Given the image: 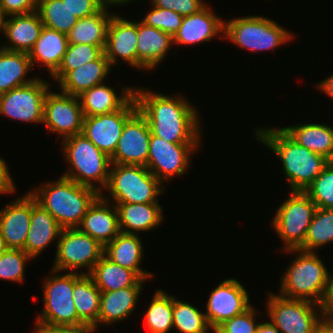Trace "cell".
I'll list each match as a JSON object with an SVG mask.
<instances>
[{
    "instance_id": "8992f818",
    "label": "cell",
    "mask_w": 333,
    "mask_h": 333,
    "mask_svg": "<svg viewBox=\"0 0 333 333\" xmlns=\"http://www.w3.org/2000/svg\"><path fill=\"white\" fill-rule=\"evenodd\" d=\"M111 168L105 189L115 203H158L164 186L145 166L111 164Z\"/></svg>"
},
{
    "instance_id": "7c38bea8",
    "label": "cell",
    "mask_w": 333,
    "mask_h": 333,
    "mask_svg": "<svg viewBox=\"0 0 333 333\" xmlns=\"http://www.w3.org/2000/svg\"><path fill=\"white\" fill-rule=\"evenodd\" d=\"M49 84L40 78L0 94V114L13 120L43 123L44 101Z\"/></svg>"
},
{
    "instance_id": "5b68a950",
    "label": "cell",
    "mask_w": 333,
    "mask_h": 333,
    "mask_svg": "<svg viewBox=\"0 0 333 333\" xmlns=\"http://www.w3.org/2000/svg\"><path fill=\"white\" fill-rule=\"evenodd\" d=\"M62 141L65 160L71 165L62 176L96 189L101 194V188H105L108 183L110 157L82 133L69 136ZM94 182L101 184L100 187L94 185Z\"/></svg>"
},
{
    "instance_id": "4316f807",
    "label": "cell",
    "mask_w": 333,
    "mask_h": 333,
    "mask_svg": "<svg viewBox=\"0 0 333 333\" xmlns=\"http://www.w3.org/2000/svg\"><path fill=\"white\" fill-rule=\"evenodd\" d=\"M121 94L117 96L115 90L104 83L82 92L78 98L83 115L108 114L121 109L134 96V89L124 88Z\"/></svg>"
},
{
    "instance_id": "8d00e7d4",
    "label": "cell",
    "mask_w": 333,
    "mask_h": 333,
    "mask_svg": "<svg viewBox=\"0 0 333 333\" xmlns=\"http://www.w3.org/2000/svg\"><path fill=\"white\" fill-rule=\"evenodd\" d=\"M37 12L45 27L64 34H67L79 19L62 0H38Z\"/></svg>"
},
{
    "instance_id": "ac0fdd59",
    "label": "cell",
    "mask_w": 333,
    "mask_h": 333,
    "mask_svg": "<svg viewBox=\"0 0 333 333\" xmlns=\"http://www.w3.org/2000/svg\"><path fill=\"white\" fill-rule=\"evenodd\" d=\"M137 42V23L113 15L108 26L104 48V54L111 67L120 57L130 66L137 68Z\"/></svg>"
},
{
    "instance_id": "e575fe53",
    "label": "cell",
    "mask_w": 333,
    "mask_h": 333,
    "mask_svg": "<svg viewBox=\"0 0 333 333\" xmlns=\"http://www.w3.org/2000/svg\"><path fill=\"white\" fill-rule=\"evenodd\" d=\"M31 67L28 53L0 47V94L33 82L36 77L25 79Z\"/></svg>"
},
{
    "instance_id": "ee69618b",
    "label": "cell",
    "mask_w": 333,
    "mask_h": 333,
    "mask_svg": "<svg viewBox=\"0 0 333 333\" xmlns=\"http://www.w3.org/2000/svg\"><path fill=\"white\" fill-rule=\"evenodd\" d=\"M255 313L254 307L251 306L242 314L224 321L214 330V333H255L259 326L254 319Z\"/></svg>"
},
{
    "instance_id": "e0dca14e",
    "label": "cell",
    "mask_w": 333,
    "mask_h": 333,
    "mask_svg": "<svg viewBox=\"0 0 333 333\" xmlns=\"http://www.w3.org/2000/svg\"><path fill=\"white\" fill-rule=\"evenodd\" d=\"M206 305V318L213 331L224 321L251 307L246 289L233 278L224 280L214 288Z\"/></svg>"
},
{
    "instance_id": "8fae6325",
    "label": "cell",
    "mask_w": 333,
    "mask_h": 333,
    "mask_svg": "<svg viewBox=\"0 0 333 333\" xmlns=\"http://www.w3.org/2000/svg\"><path fill=\"white\" fill-rule=\"evenodd\" d=\"M56 257L53 270L60 272L77 270L86 266L90 274L94 265L104 255L105 247L78 228H64L57 239Z\"/></svg>"
},
{
    "instance_id": "7dc6e473",
    "label": "cell",
    "mask_w": 333,
    "mask_h": 333,
    "mask_svg": "<svg viewBox=\"0 0 333 333\" xmlns=\"http://www.w3.org/2000/svg\"><path fill=\"white\" fill-rule=\"evenodd\" d=\"M79 19L96 13L101 7L100 0H62Z\"/></svg>"
},
{
    "instance_id": "ab89813d",
    "label": "cell",
    "mask_w": 333,
    "mask_h": 333,
    "mask_svg": "<svg viewBox=\"0 0 333 333\" xmlns=\"http://www.w3.org/2000/svg\"><path fill=\"white\" fill-rule=\"evenodd\" d=\"M104 51L96 45L68 44L61 65L52 75L54 81L59 82L70 70L76 69L97 59Z\"/></svg>"
},
{
    "instance_id": "b9f144b4",
    "label": "cell",
    "mask_w": 333,
    "mask_h": 333,
    "mask_svg": "<svg viewBox=\"0 0 333 333\" xmlns=\"http://www.w3.org/2000/svg\"><path fill=\"white\" fill-rule=\"evenodd\" d=\"M30 259L24 250L8 248L0 255V279L23 282L25 263Z\"/></svg>"
},
{
    "instance_id": "6da1fadb",
    "label": "cell",
    "mask_w": 333,
    "mask_h": 333,
    "mask_svg": "<svg viewBox=\"0 0 333 333\" xmlns=\"http://www.w3.org/2000/svg\"><path fill=\"white\" fill-rule=\"evenodd\" d=\"M174 96L134 89L138 110L146 117L152 135L171 143H201L197 110L183 96Z\"/></svg>"
},
{
    "instance_id": "ba28073f",
    "label": "cell",
    "mask_w": 333,
    "mask_h": 333,
    "mask_svg": "<svg viewBox=\"0 0 333 333\" xmlns=\"http://www.w3.org/2000/svg\"><path fill=\"white\" fill-rule=\"evenodd\" d=\"M46 278L43 284L44 307L36 324L88 328L78 317L73 301L74 273L66 272Z\"/></svg>"
},
{
    "instance_id": "c3c4849f",
    "label": "cell",
    "mask_w": 333,
    "mask_h": 333,
    "mask_svg": "<svg viewBox=\"0 0 333 333\" xmlns=\"http://www.w3.org/2000/svg\"><path fill=\"white\" fill-rule=\"evenodd\" d=\"M37 328V329H36ZM35 333H93L91 328H75L36 324Z\"/></svg>"
},
{
    "instance_id": "484cf974",
    "label": "cell",
    "mask_w": 333,
    "mask_h": 333,
    "mask_svg": "<svg viewBox=\"0 0 333 333\" xmlns=\"http://www.w3.org/2000/svg\"><path fill=\"white\" fill-rule=\"evenodd\" d=\"M111 65L104 52L95 60L70 70L60 81L61 92L79 96L82 92L102 84Z\"/></svg>"
},
{
    "instance_id": "2e32d148",
    "label": "cell",
    "mask_w": 333,
    "mask_h": 333,
    "mask_svg": "<svg viewBox=\"0 0 333 333\" xmlns=\"http://www.w3.org/2000/svg\"><path fill=\"white\" fill-rule=\"evenodd\" d=\"M151 130L146 117L137 110L126 122L111 164L147 165Z\"/></svg>"
},
{
    "instance_id": "277c9868",
    "label": "cell",
    "mask_w": 333,
    "mask_h": 333,
    "mask_svg": "<svg viewBox=\"0 0 333 333\" xmlns=\"http://www.w3.org/2000/svg\"><path fill=\"white\" fill-rule=\"evenodd\" d=\"M298 252L295 260L287 266L281 279L279 295L289 299H303L321 306L324 300L328 274L319 255L316 252L302 250H288Z\"/></svg>"
},
{
    "instance_id": "db71d44e",
    "label": "cell",
    "mask_w": 333,
    "mask_h": 333,
    "mask_svg": "<svg viewBox=\"0 0 333 333\" xmlns=\"http://www.w3.org/2000/svg\"><path fill=\"white\" fill-rule=\"evenodd\" d=\"M255 333H280V331L271 322H263L259 323Z\"/></svg>"
},
{
    "instance_id": "d6a6232c",
    "label": "cell",
    "mask_w": 333,
    "mask_h": 333,
    "mask_svg": "<svg viewBox=\"0 0 333 333\" xmlns=\"http://www.w3.org/2000/svg\"><path fill=\"white\" fill-rule=\"evenodd\" d=\"M295 142L324 156L333 159V128L327 124L307 123L282 128Z\"/></svg>"
},
{
    "instance_id": "60d3db41",
    "label": "cell",
    "mask_w": 333,
    "mask_h": 333,
    "mask_svg": "<svg viewBox=\"0 0 333 333\" xmlns=\"http://www.w3.org/2000/svg\"><path fill=\"white\" fill-rule=\"evenodd\" d=\"M317 208L333 209V163L329 164L304 191Z\"/></svg>"
},
{
    "instance_id": "f5cc1de1",
    "label": "cell",
    "mask_w": 333,
    "mask_h": 333,
    "mask_svg": "<svg viewBox=\"0 0 333 333\" xmlns=\"http://www.w3.org/2000/svg\"><path fill=\"white\" fill-rule=\"evenodd\" d=\"M318 89L325 92L329 97L333 98V74H331L328 78L316 84Z\"/></svg>"
},
{
    "instance_id": "52a82bcc",
    "label": "cell",
    "mask_w": 333,
    "mask_h": 333,
    "mask_svg": "<svg viewBox=\"0 0 333 333\" xmlns=\"http://www.w3.org/2000/svg\"><path fill=\"white\" fill-rule=\"evenodd\" d=\"M222 36L251 52L274 50L293 38L288 30L262 16L238 17L224 21Z\"/></svg>"
},
{
    "instance_id": "74e56055",
    "label": "cell",
    "mask_w": 333,
    "mask_h": 333,
    "mask_svg": "<svg viewBox=\"0 0 333 333\" xmlns=\"http://www.w3.org/2000/svg\"><path fill=\"white\" fill-rule=\"evenodd\" d=\"M333 242V209L317 208L308 227L304 245L299 249L315 252L314 249Z\"/></svg>"
},
{
    "instance_id": "f1b7e54d",
    "label": "cell",
    "mask_w": 333,
    "mask_h": 333,
    "mask_svg": "<svg viewBox=\"0 0 333 333\" xmlns=\"http://www.w3.org/2000/svg\"><path fill=\"white\" fill-rule=\"evenodd\" d=\"M73 301L79 319L95 331L98 327L101 291L89 274L74 273Z\"/></svg>"
},
{
    "instance_id": "bcb514c9",
    "label": "cell",
    "mask_w": 333,
    "mask_h": 333,
    "mask_svg": "<svg viewBox=\"0 0 333 333\" xmlns=\"http://www.w3.org/2000/svg\"><path fill=\"white\" fill-rule=\"evenodd\" d=\"M0 7L5 16L35 12L38 8V0H1Z\"/></svg>"
},
{
    "instance_id": "3957f363",
    "label": "cell",
    "mask_w": 333,
    "mask_h": 333,
    "mask_svg": "<svg viewBox=\"0 0 333 333\" xmlns=\"http://www.w3.org/2000/svg\"><path fill=\"white\" fill-rule=\"evenodd\" d=\"M29 191L37 203L64 228H77L90 205L100 195L96 189L61 176L56 182Z\"/></svg>"
},
{
    "instance_id": "9f6ffc18",
    "label": "cell",
    "mask_w": 333,
    "mask_h": 333,
    "mask_svg": "<svg viewBox=\"0 0 333 333\" xmlns=\"http://www.w3.org/2000/svg\"><path fill=\"white\" fill-rule=\"evenodd\" d=\"M5 14L3 12V10L0 7V31L2 30L4 33V28H5Z\"/></svg>"
},
{
    "instance_id": "6f0895ef",
    "label": "cell",
    "mask_w": 333,
    "mask_h": 333,
    "mask_svg": "<svg viewBox=\"0 0 333 333\" xmlns=\"http://www.w3.org/2000/svg\"><path fill=\"white\" fill-rule=\"evenodd\" d=\"M8 249L5 239L2 237L1 231H0V255L5 252Z\"/></svg>"
},
{
    "instance_id": "603a6c76",
    "label": "cell",
    "mask_w": 333,
    "mask_h": 333,
    "mask_svg": "<svg viewBox=\"0 0 333 333\" xmlns=\"http://www.w3.org/2000/svg\"><path fill=\"white\" fill-rule=\"evenodd\" d=\"M137 38V69H155L160 62L162 63L173 44L170 34L142 21L137 22Z\"/></svg>"
},
{
    "instance_id": "f6af8a7d",
    "label": "cell",
    "mask_w": 333,
    "mask_h": 333,
    "mask_svg": "<svg viewBox=\"0 0 333 333\" xmlns=\"http://www.w3.org/2000/svg\"><path fill=\"white\" fill-rule=\"evenodd\" d=\"M153 6L172 10L183 17L199 12L206 6L203 0H151Z\"/></svg>"
},
{
    "instance_id": "f35d334b",
    "label": "cell",
    "mask_w": 333,
    "mask_h": 333,
    "mask_svg": "<svg viewBox=\"0 0 333 333\" xmlns=\"http://www.w3.org/2000/svg\"><path fill=\"white\" fill-rule=\"evenodd\" d=\"M181 333H208L212 329L206 314L173 296V328Z\"/></svg>"
},
{
    "instance_id": "d4e9b609",
    "label": "cell",
    "mask_w": 333,
    "mask_h": 333,
    "mask_svg": "<svg viewBox=\"0 0 333 333\" xmlns=\"http://www.w3.org/2000/svg\"><path fill=\"white\" fill-rule=\"evenodd\" d=\"M118 212L120 232L136 234L159 226L163 220L159 203H114ZM127 228V229H126Z\"/></svg>"
},
{
    "instance_id": "d6986e66",
    "label": "cell",
    "mask_w": 333,
    "mask_h": 333,
    "mask_svg": "<svg viewBox=\"0 0 333 333\" xmlns=\"http://www.w3.org/2000/svg\"><path fill=\"white\" fill-rule=\"evenodd\" d=\"M32 215V195L14 199L0 211V231L8 248L25 251Z\"/></svg>"
},
{
    "instance_id": "816d5d0a",
    "label": "cell",
    "mask_w": 333,
    "mask_h": 333,
    "mask_svg": "<svg viewBox=\"0 0 333 333\" xmlns=\"http://www.w3.org/2000/svg\"><path fill=\"white\" fill-rule=\"evenodd\" d=\"M313 333H333V316H325L315 327Z\"/></svg>"
},
{
    "instance_id": "7402d4cb",
    "label": "cell",
    "mask_w": 333,
    "mask_h": 333,
    "mask_svg": "<svg viewBox=\"0 0 333 333\" xmlns=\"http://www.w3.org/2000/svg\"><path fill=\"white\" fill-rule=\"evenodd\" d=\"M44 27L37 11L14 14L5 20L4 34L10 45L1 46L9 51L29 53Z\"/></svg>"
},
{
    "instance_id": "1f68e13d",
    "label": "cell",
    "mask_w": 333,
    "mask_h": 333,
    "mask_svg": "<svg viewBox=\"0 0 333 333\" xmlns=\"http://www.w3.org/2000/svg\"><path fill=\"white\" fill-rule=\"evenodd\" d=\"M108 8L102 6L96 13L78 19L67 33L68 44L96 45L104 51L108 26L114 15L108 13Z\"/></svg>"
},
{
    "instance_id": "5bb4252c",
    "label": "cell",
    "mask_w": 333,
    "mask_h": 333,
    "mask_svg": "<svg viewBox=\"0 0 333 333\" xmlns=\"http://www.w3.org/2000/svg\"><path fill=\"white\" fill-rule=\"evenodd\" d=\"M199 146V143H171L151 134L146 168L161 183L183 175L189 168L190 154Z\"/></svg>"
},
{
    "instance_id": "30bf717a",
    "label": "cell",
    "mask_w": 333,
    "mask_h": 333,
    "mask_svg": "<svg viewBox=\"0 0 333 333\" xmlns=\"http://www.w3.org/2000/svg\"><path fill=\"white\" fill-rule=\"evenodd\" d=\"M268 297L266 311L270 322L280 333H313L326 316L323 308L311 301L289 299L272 293Z\"/></svg>"
},
{
    "instance_id": "836d02e7",
    "label": "cell",
    "mask_w": 333,
    "mask_h": 333,
    "mask_svg": "<svg viewBox=\"0 0 333 333\" xmlns=\"http://www.w3.org/2000/svg\"><path fill=\"white\" fill-rule=\"evenodd\" d=\"M89 275L101 292L143 286L145 282V279H141L134 271L114 263L105 254L94 265Z\"/></svg>"
},
{
    "instance_id": "7bdbcfd3",
    "label": "cell",
    "mask_w": 333,
    "mask_h": 333,
    "mask_svg": "<svg viewBox=\"0 0 333 333\" xmlns=\"http://www.w3.org/2000/svg\"><path fill=\"white\" fill-rule=\"evenodd\" d=\"M152 7L153 9L141 21L173 37L181 26L184 17L169 9Z\"/></svg>"
},
{
    "instance_id": "f546056e",
    "label": "cell",
    "mask_w": 333,
    "mask_h": 333,
    "mask_svg": "<svg viewBox=\"0 0 333 333\" xmlns=\"http://www.w3.org/2000/svg\"><path fill=\"white\" fill-rule=\"evenodd\" d=\"M142 286H129L109 292H101L98 326L125 320L130 316L141 293Z\"/></svg>"
},
{
    "instance_id": "4fadbf2b",
    "label": "cell",
    "mask_w": 333,
    "mask_h": 333,
    "mask_svg": "<svg viewBox=\"0 0 333 333\" xmlns=\"http://www.w3.org/2000/svg\"><path fill=\"white\" fill-rule=\"evenodd\" d=\"M138 110L133 96L121 109L94 116H84L82 134L98 149L111 157L122 134L125 122Z\"/></svg>"
},
{
    "instance_id": "d590c367",
    "label": "cell",
    "mask_w": 333,
    "mask_h": 333,
    "mask_svg": "<svg viewBox=\"0 0 333 333\" xmlns=\"http://www.w3.org/2000/svg\"><path fill=\"white\" fill-rule=\"evenodd\" d=\"M145 314L150 333H167L173 328V296L156 290Z\"/></svg>"
},
{
    "instance_id": "681fc988",
    "label": "cell",
    "mask_w": 333,
    "mask_h": 333,
    "mask_svg": "<svg viewBox=\"0 0 333 333\" xmlns=\"http://www.w3.org/2000/svg\"><path fill=\"white\" fill-rule=\"evenodd\" d=\"M15 191V186L11 175L8 171V166L5 160L0 158V194L13 193Z\"/></svg>"
},
{
    "instance_id": "44dd1931",
    "label": "cell",
    "mask_w": 333,
    "mask_h": 333,
    "mask_svg": "<svg viewBox=\"0 0 333 333\" xmlns=\"http://www.w3.org/2000/svg\"><path fill=\"white\" fill-rule=\"evenodd\" d=\"M220 33H224V21L206 5L199 12L183 18L181 26L173 36V43L199 44L212 40Z\"/></svg>"
},
{
    "instance_id": "83f0119b",
    "label": "cell",
    "mask_w": 333,
    "mask_h": 333,
    "mask_svg": "<svg viewBox=\"0 0 333 333\" xmlns=\"http://www.w3.org/2000/svg\"><path fill=\"white\" fill-rule=\"evenodd\" d=\"M137 234L120 232L105 246L104 254L114 263L134 271L141 279L147 280L152 274L140 268L143 246Z\"/></svg>"
},
{
    "instance_id": "f907efd6",
    "label": "cell",
    "mask_w": 333,
    "mask_h": 333,
    "mask_svg": "<svg viewBox=\"0 0 333 333\" xmlns=\"http://www.w3.org/2000/svg\"><path fill=\"white\" fill-rule=\"evenodd\" d=\"M321 307L323 308L326 316H333V275L330 274H328L327 291Z\"/></svg>"
},
{
    "instance_id": "ffe728a7",
    "label": "cell",
    "mask_w": 333,
    "mask_h": 333,
    "mask_svg": "<svg viewBox=\"0 0 333 333\" xmlns=\"http://www.w3.org/2000/svg\"><path fill=\"white\" fill-rule=\"evenodd\" d=\"M106 197L101 193L90 205L81 224L77 227L82 233L88 234L99 241L104 247L119 233L118 212L115 204L109 206Z\"/></svg>"
},
{
    "instance_id": "9a60e30c",
    "label": "cell",
    "mask_w": 333,
    "mask_h": 333,
    "mask_svg": "<svg viewBox=\"0 0 333 333\" xmlns=\"http://www.w3.org/2000/svg\"><path fill=\"white\" fill-rule=\"evenodd\" d=\"M84 115L78 96L48 91L44 101L43 123L65 139L82 132Z\"/></svg>"
},
{
    "instance_id": "cb8c5ba5",
    "label": "cell",
    "mask_w": 333,
    "mask_h": 333,
    "mask_svg": "<svg viewBox=\"0 0 333 333\" xmlns=\"http://www.w3.org/2000/svg\"><path fill=\"white\" fill-rule=\"evenodd\" d=\"M62 229L56 219L32 196V215L25 252L32 259L37 257L53 240L59 238Z\"/></svg>"
},
{
    "instance_id": "9c48e42d",
    "label": "cell",
    "mask_w": 333,
    "mask_h": 333,
    "mask_svg": "<svg viewBox=\"0 0 333 333\" xmlns=\"http://www.w3.org/2000/svg\"><path fill=\"white\" fill-rule=\"evenodd\" d=\"M289 199L282 203L271 223L285 242L283 250H299L307 235L317 206L303 191H290Z\"/></svg>"
},
{
    "instance_id": "7a4b0ae2",
    "label": "cell",
    "mask_w": 333,
    "mask_h": 333,
    "mask_svg": "<svg viewBox=\"0 0 333 333\" xmlns=\"http://www.w3.org/2000/svg\"><path fill=\"white\" fill-rule=\"evenodd\" d=\"M255 135L280 158L291 191L304 192L330 162L295 142L282 128L260 127Z\"/></svg>"
},
{
    "instance_id": "11a10c76",
    "label": "cell",
    "mask_w": 333,
    "mask_h": 333,
    "mask_svg": "<svg viewBox=\"0 0 333 333\" xmlns=\"http://www.w3.org/2000/svg\"><path fill=\"white\" fill-rule=\"evenodd\" d=\"M133 0H100V3L102 6L108 7V5H124L127 4V2H130Z\"/></svg>"
},
{
    "instance_id": "4dcf8cb0",
    "label": "cell",
    "mask_w": 333,
    "mask_h": 333,
    "mask_svg": "<svg viewBox=\"0 0 333 333\" xmlns=\"http://www.w3.org/2000/svg\"><path fill=\"white\" fill-rule=\"evenodd\" d=\"M68 47L67 34L43 27L33 49L28 53L31 65L42 63L52 76L61 65Z\"/></svg>"
}]
</instances>
